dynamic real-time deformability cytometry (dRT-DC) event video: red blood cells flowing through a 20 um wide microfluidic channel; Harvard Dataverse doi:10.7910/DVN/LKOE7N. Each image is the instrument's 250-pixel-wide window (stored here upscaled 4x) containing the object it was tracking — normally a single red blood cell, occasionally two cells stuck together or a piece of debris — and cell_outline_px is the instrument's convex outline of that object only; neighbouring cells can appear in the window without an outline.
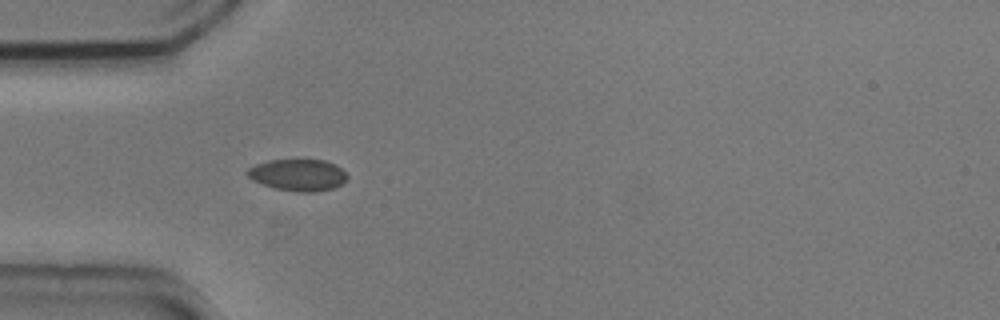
{"species": "common noctule bat (a hibernating species)", "species_latin": "Nyctalus noctula", "temperature_condition": "cold", "stored_images_in_passage": 34, "camera_frame_rate_fps": 3000, "um_per_image_px": 0.085, "animal": {"sex": "male", "body_mass_g": 20.5, "forearm_length_mm": 52.5}, "frame": {"image": 1, "passage_image": 1, "time_ms": 0.0, "image_size_px": [1000, 320], "cell_outline_px": [[348, 180], [332, 188], [316, 192], [300, 192], [276, 188], [252, 180], [244, 172], [248, 168], [256, 164], [268, 160], [324, 160], [336, 164], [348, 176]], "centroid_in_image_um": [25.33, 14.86], "position_along_channel_um": 59.7, "area_um2": 18.38}}
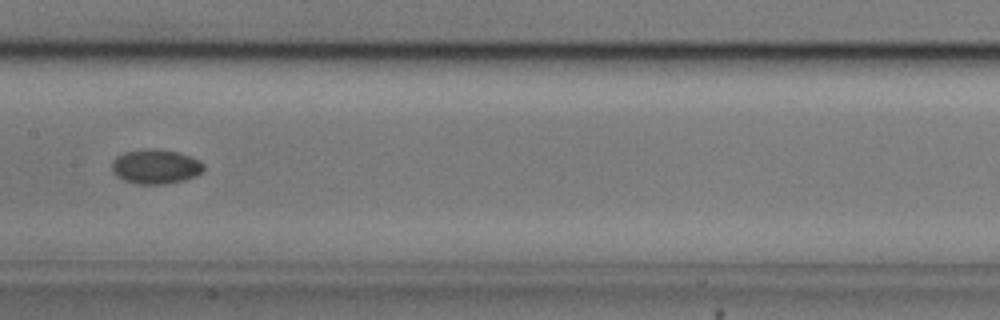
{"frame": {"image": 2, "passage_image": 12, "time_ms": 3.667, "image_size_px": [1000, 320], "cell_outline_px": [[204, 168], [196, 176], [184, 180], [164, 184], [140, 184], [124, 180], [112, 172], [112, 160], [116, 156], [124, 152], [140, 148], [156, 148], [180, 152], [200, 160], [204, 164]], "centroid_in_image_um": [13.22, 14.13], "position_along_channel_um": 194.2, "area_um2": 18.73}}
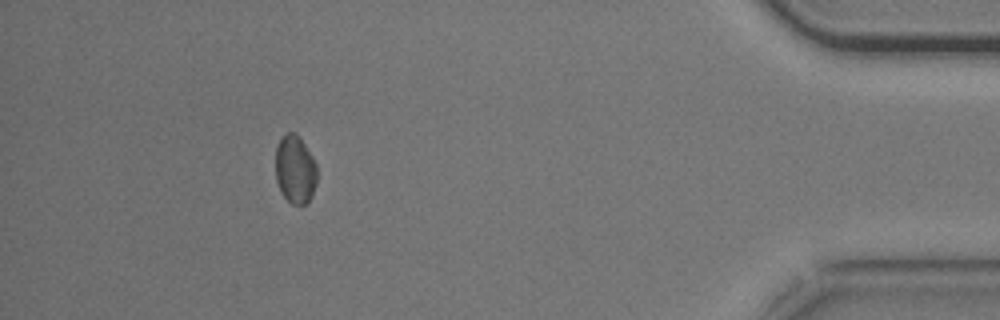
{"frame": {"image": 3, "passage_image": 34, "time_ms": 11.0, "image_size_px": [1000, 320], "cell_outline_px": [[316, 184], [312, 196], [304, 204], [292, 204], [280, 192], [276, 180], [276, 144], [288, 132], [296, 132], [300, 136], [312, 156], [316, 164]], "centroid_in_image_um": [25.08, 14.38], "position_along_channel_um": 410.1, "area_um2": 16.53}, "authors_computed_cell_mechanics": {"area_um2": 17.7446, "velocity_mm_per_s": 3.708, "shape_relaxation_time_tau1_ms": 3.1955, "shape_relaxation_time_tau2_ms": null, "deformation_change_tau1": 0.0565, "deformation_change_tau2": null}}